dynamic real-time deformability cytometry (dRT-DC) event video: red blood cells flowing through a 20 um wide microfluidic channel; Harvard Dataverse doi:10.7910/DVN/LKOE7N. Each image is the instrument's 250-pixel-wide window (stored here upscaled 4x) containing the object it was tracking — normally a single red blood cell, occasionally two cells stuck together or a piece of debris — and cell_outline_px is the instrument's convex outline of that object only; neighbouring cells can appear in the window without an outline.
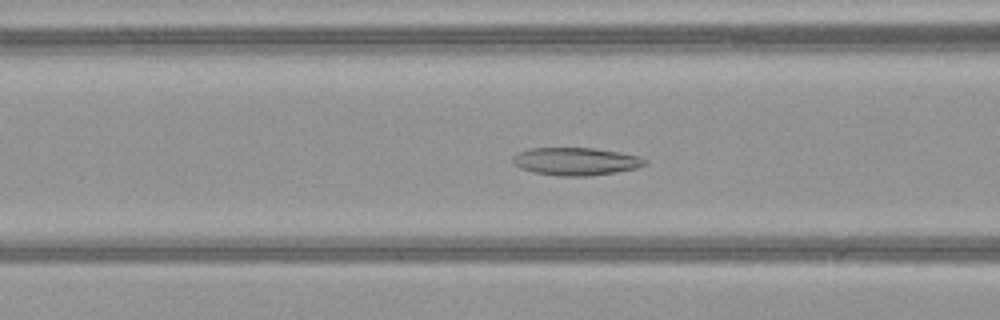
{"species": "common noctule bat (a hibernating species)", "species_latin": "Nyctalus noctula", "temperature_condition": "warm", "stored_images_in_passage": 48, "camera_frame_rate_fps": 3000, "um_per_image_px": 0.085, "animal": {"sex": "female", "body_mass_g": 21.9}, "frame": {"image": 1, "passage_image": 17, "time_ms": 5.333, "image_size_px": [1000, 320], "cell_outline_px": [[648, 164], [636, 168], [616, 172], [588, 176], [560, 176], [532, 172], [520, 168], [512, 164], [512, 156], [528, 148], [596, 148], [620, 152], [640, 156], [648, 160]], "centroid_in_image_um": [48.95, 13.71], "position_along_channel_um": 117.6, "area_um2": 21.62}}
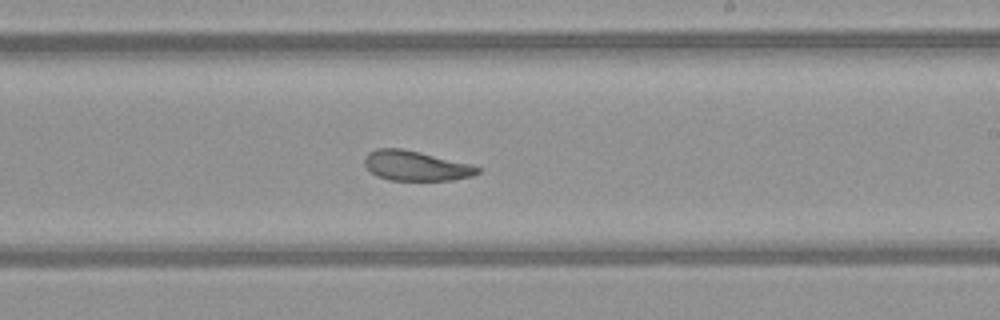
{"frame": {"image": 2, "passage_image": 27, "time_ms": 8.667, "image_size_px": [1000, 320], "cell_outline_px": [[480, 172], [472, 176], [452, 180], [388, 180], [376, 176], [364, 164], [364, 156], [368, 152], [376, 148], [400, 148], [420, 152], [472, 164], [480, 168]], "centroid_in_image_um": [35.33, 14.09], "position_along_channel_um": 253.7, "area_um2": 19.77}}
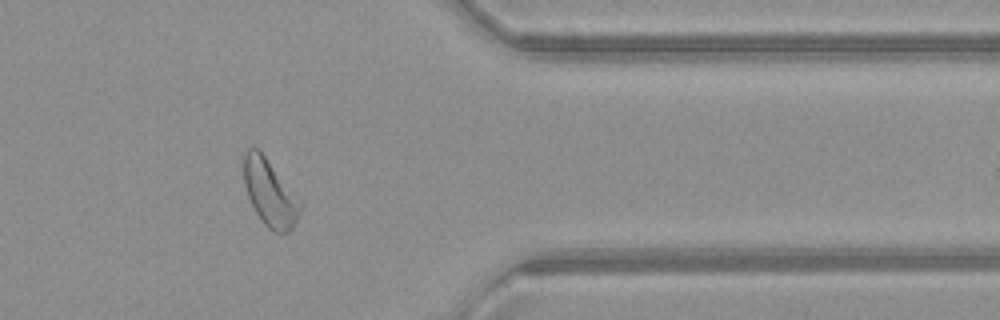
{"frame": {"image": 3, "passage_image": 38, "time_ms": 12.333, "image_size_px": [1000, 320], "cell_outline_px": [[304, 204], [300, 216], [292, 228], [288, 232], [272, 232], [260, 220], [248, 196], [244, 184], [244, 152], [248, 148], [256, 148], [264, 156]], "centroid_in_image_um": [22.97, 16.45], "position_along_channel_um": 388.4, "area_um2": 21.79}, "authors_computed_cell_mechanics": {"area_um2": 22.4553, "velocity_mm_per_s": 4.077, "shape_relaxation_time_tau1_ms": 6.4107, "shape_relaxation_time_tau2_ms": 6.6556, "deformation_change_tau1": 0.1846, "deformation_change_tau2": 0.1369}}